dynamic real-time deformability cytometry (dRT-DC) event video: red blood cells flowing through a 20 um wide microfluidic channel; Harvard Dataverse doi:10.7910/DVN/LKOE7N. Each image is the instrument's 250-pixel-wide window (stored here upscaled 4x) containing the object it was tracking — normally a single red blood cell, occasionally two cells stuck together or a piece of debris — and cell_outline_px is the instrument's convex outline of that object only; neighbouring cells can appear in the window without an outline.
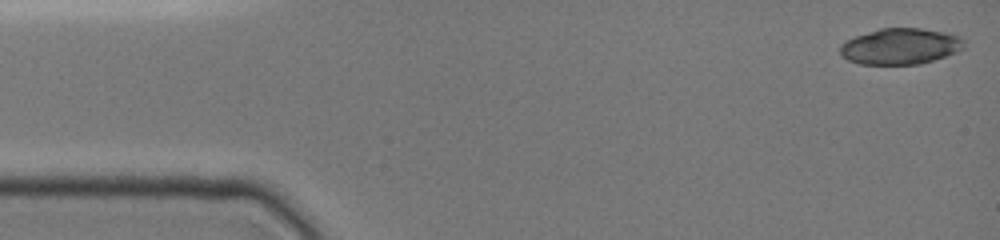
{"species": "common noctule bat (a hibernating species)", "species_latin": "Nyctalus noctula", "temperature_condition": "cold", "stored_images_in_passage": 16, "camera_frame_rate_fps": 3000, "um_per_image_px": 0.085, "animal": {"sex": "female", "body_mass_g": 19.0, "forearm_length_mm": 51.5}, "frame": {"image": 1, "passage_image": 1, "time_ms": 0.0, "image_size_px": [1000, 240], "cell_outline_px": [[964, 48], [956, 52], [920, 64], [860, 64], [848, 60], [840, 56], [840, 44], [856, 36], [880, 28], [920, 28], [952, 32], [960, 36], [964, 40]], "centroid_in_image_um": [76.55, 3.93], "position_along_channel_um": 8.4, "area_um2": 26.18}}